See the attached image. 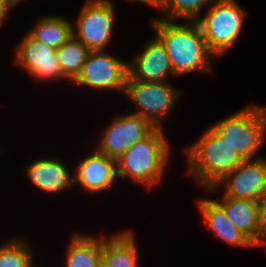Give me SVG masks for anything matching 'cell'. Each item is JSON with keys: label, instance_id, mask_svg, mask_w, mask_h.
<instances>
[{"label": "cell", "instance_id": "8fae6325", "mask_svg": "<svg viewBox=\"0 0 266 267\" xmlns=\"http://www.w3.org/2000/svg\"><path fill=\"white\" fill-rule=\"evenodd\" d=\"M14 62L38 81L66 79L59 64L56 49L35 40L28 33L15 47Z\"/></svg>", "mask_w": 266, "mask_h": 267}, {"label": "cell", "instance_id": "5bb4252c", "mask_svg": "<svg viewBox=\"0 0 266 267\" xmlns=\"http://www.w3.org/2000/svg\"><path fill=\"white\" fill-rule=\"evenodd\" d=\"M29 181L45 193H57L74 186V174L60 159H37L25 169Z\"/></svg>", "mask_w": 266, "mask_h": 267}, {"label": "cell", "instance_id": "52a82bcc", "mask_svg": "<svg viewBox=\"0 0 266 267\" xmlns=\"http://www.w3.org/2000/svg\"><path fill=\"white\" fill-rule=\"evenodd\" d=\"M115 8L110 0H87L81 8L73 36L90 51L105 50L113 36Z\"/></svg>", "mask_w": 266, "mask_h": 267}, {"label": "cell", "instance_id": "7c38bea8", "mask_svg": "<svg viewBox=\"0 0 266 267\" xmlns=\"http://www.w3.org/2000/svg\"><path fill=\"white\" fill-rule=\"evenodd\" d=\"M135 56L128 63V77L131 80L169 82L167 79L169 75L174 78L168 53L156 36Z\"/></svg>", "mask_w": 266, "mask_h": 267}, {"label": "cell", "instance_id": "d4e9b609", "mask_svg": "<svg viewBox=\"0 0 266 267\" xmlns=\"http://www.w3.org/2000/svg\"><path fill=\"white\" fill-rule=\"evenodd\" d=\"M10 9H13V7L6 0H0V27L3 25Z\"/></svg>", "mask_w": 266, "mask_h": 267}, {"label": "cell", "instance_id": "30bf717a", "mask_svg": "<svg viewBox=\"0 0 266 267\" xmlns=\"http://www.w3.org/2000/svg\"><path fill=\"white\" fill-rule=\"evenodd\" d=\"M220 185H224L223 194L227 197L264 202L266 199V159L260 157L245 160L216 186L206 190L215 191Z\"/></svg>", "mask_w": 266, "mask_h": 267}, {"label": "cell", "instance_id": "ac0fdd59", "mask_svg": "<svg viewBox=\"0 0 266 267\" xmlns=\"http://www.w3.org/2000/svg\"><path fill=\"white\" fill-rule=\"evenodd\" d=\"M69 243L65 267H97L102 262L103 235L76 233Z\"/></svg>", "mask_w": 266, "mask_h": 267}, {"label": "cell", "instance_id": "9c48e42d", "mask_svg": "<svg viewBox=\"0 0 266 267\" xmlns=\"http://www.w3.org/2000/svg\"><path fill=\"white\" fill-rule=\"evenodd\" d=\"M101 133L96 150L113 160L119 159L132 145L146 138L155 127L133 113L115 116Z\"/></svg>", "mask_w": 266, "mask_h": 267}, {"label": "cell", "instance_id": "277c9868", "mask_svg": "<svg viewBox=\"0 0 266 267\" xmlns=\"http://www.w3.org/2000/svg\"><path fill=\"white\" fill-rule=\"evenodd\" d=\"M245 160H254L266 137V107L249 104L210 126Z\"/></svg>", "mask_w": 266, "mask_h": 267}, {"label": "cell", "instance_id": "7a4b0ae2", "mask_svg": "<svg viewBox=\"0 0 266 267\" xmlns=\"http://www.w3.org/2000/svg\"><path fill=\"white\" fill-rule=\"evenodd\" d=\"M188 159L187 174L208 189L216 186L227 174L245 161L242 155L225 142L211 127L184 149Z\"/></svg>", "mask_w": 266, "mask_h": 267}, {"label": "cell", "instance_id": "484cf974", "mask_svg": "<svg viewBox=\"0 0 266 267\" xmlns=\"http://www.w3.org/2000/svg\"><path fill=\"white\" fill-rule=\"evenodd\" d=\"M13 8H15L18 4L22 3L24 0H6Z\"/></svg>", "mask_w": 266, "mask_h": 267}, {"label": "cell", "instance_id": "ba28073f", "mask_svg": "<svg viewBox=\"0 0 266 267\" xmlns=\"http://www.w3.org/2000/svg\"><path fill=\"white\" fill-rule=\"evenodd\" d=\"M128 63L106 50L91 51L79 75L73 81L96 90H112L124 94Z\"/></svg>", "mask_w": 266, "mask_h": 267}, {"label": "cell", "instance_id": "cb8c5ba5", "mask_svg": "<svg viewBox=\"0 0 266 267\" xmlns=\"http://www.w3.org/2000/svg\"><path fill=\"white\" fill-rule=\"evenodd\" d=\"M130 2H140V3H144L146 5H150L151 7H153L154 9H157L158 11H160V14L163 12L164 10V5H165V0H129Z\"/></svg>", "mask_w": 266, "mask_h": 267}, {"label": "cell", "instance_id": "9a60e30c", "mask_svg": "<svg viewBox=\"0 0 266 267\" xmlns=\"http://www.w3.org/2000/svg\"><path fill=\"white\" fill-rule=\"evenodd\" d=\"M197 208L209 230L224 243L234 247H251L250 240L244 236L228 219L223 207L214 199L197 200Z\"/></svg>", "mask_w": 266, "mask_h": 267}, {"label": "cell", "instance_id": "ffe728a7", "mask_svg": "<svg viewBox=\"0 0 266 267\" xmlns=\"http://www.w3.org/2000/svg\"><path fill=\"white\" fill-rule=\"evenodd\" d=\"M91 51L72 36L56 50L57 58L66 80L74 81Z\"/></svg>", "mask_w": 266, "mask_h": 267}, {"label": "cell", "instance_id": "e0dca14e", "mask_svg": "<svg viewBox=\"0 0 266 267\" xmlns=\"http://www.w3.org/2000/svg\"><path fill=\"white\" fill-rule=\"evenodd\" d=\"M217 202L225 210L230 222L250 240L253 247L258 214L263 202L235 199L224 194Z\"/></svg>", "mask_w": 266, "mask_h": 267}, {"label": "cell", "instance_id": "44dd1931", "mask_svg": "<svg viewBox=\"0 0 266 267\" xmlns=\"http://www.w3.org/2000/svg\"><path fill=\"white\" fill-rule=\"evenodd\" d=\"M24 239H12L0 245V267H36L30 245Z\"/></svg>", "mask_w": 266, "mask_h": 267}, {"label": "cell", "instance_id": "4316f807", "mask_svg": "<svg viewBox=\"0 0 266 267\" xmlns=\"http://www.w3.org/2000/svg\"><path fill=\"white\" fill-rule=\"evenodd\" d=\"M97 267H107L104 262L102 261Z\"/></svg>", "mask_w": 266, "mask_h": 267}, {"label": "cell", "instance_id": "7402d4cb", "mask_svg": "<svg viewBox=\"0 0 266 267\" xmlns=\"http://www.w3.org/2000/svg\"><path fill=\"white\" fill-rule=\"evenodd\" d=\"M214 0H165L163 17L166 20L186 19L196 21L201 17L202 9L206 4L210 5Z\"/></svg>", "mask_w": 266, "mask_h": 267}, {"label": "cell", "instance_id": "2e32d148", "mask_svg": "<svg viewBox=\"0 0 266 267\" xmlns=\"http://www.w3.org/2000/svg\"><path fill=\"white\" fill-rule=\"evenodd\" d=\"M117 233L109 238L103 235L102 261L107 267H138V247L133 232Z\"/></svg>", "mask_w": 266, "mask_h": 267}, {"label": "cell", "instance_id": "3957f363", "mask_svg": "<svg viewBox=\"0 0 266 267\" xmlns=\"http://www.w3.org/2000/svg\"><path fill=\"white\" fill-rule=\"evenodd\" d=\"M170 150L163 129L155 128L116 160L117 178L129 177L148 188L157 185L169 163Z\"/></svg>", "mask_w": 266, "mask_h": 267}, {"label": "cell", "instance_id": "5b68a950", "mask_svg": "<svg viewBox=\"0 0 266 267\" xmlns=\"http://www.w3.org/2000/svg\"><path fill=\"white\" fill-rule=\"evenodd\" d=\"M204 17L198 22L208 48L216 56H222L237 41L247 12L236 0H214Z\"/></svg>", "mask_w": 266, "mask_h": 267}, {"label": "cell", "instance_id": "6da1fadb", "mask_svg": "<svg viewBox=\"0 0 266 267\" xmlns=\"http://www.w3.org/2000/svg\"><path fill=\"white\" fill-rule=\"evenodd\" d=\"M155 36L164 45L175 77L193 72H211V59L216 58L208 48L197 21L177 23L176 20L151 19ZM213 57V58H212Z\"/></svg>", "mask_w": 266, "mask_h": 267}, {"label": "cell", "instance_id": "4fadbf2b", "mask_svg": "<svg viewBox=\"0 0 266 267\" xmlns=\"http://www.w3.org/2000/svg\"><path fill=\"white\" fill-rule=\"evenodd\" d=\"M78 163L74 184H79L91 194L105 191L116 182V160L108 158L96 149Z\"/></svg>", "mask_w": 266, "mask_h": 267}, {"label": "cell", "instance_id": "d6986e66", "mask_svg": "<svg viewBox=\"0 0 266 267\" xmlns=\"http://www.w3.org/2000/svg\"><path fill=\"white\" fill-rule=\"evenodd\" d=\"M72 25L60 16H44L27 33L35 40L57 50L73 36Z\"/></svg>", "mask_w": 266, "mask_h": 267}, {"label": "cell", "instance_id": "603a6c76", "mask_svg": "<svg viewBox=\"0 0 266 267\" xmlns=\"http://www.w3.org/2000/svg\"><path fill=\"white\" fill-rule=\"evenodd\" d=\"M266 246V203L263 202L258 214L257 228L254 235V247Z\"/></svg>", "mask_w": 266, "mask_h": 267}, {"label": "cell", "instance_id": "8992f818", "mask_svg": "<svg viewBox=\"0 0 266 267\" xmlns=\"http://www.w3.org/2000/svg\"><path fill=\"white\" fill-rule=\"evenodd\" d=\"M182 93L169 82H144L127 77L124 95L139 107L133 114L155 128H162V121L170 115Z\"/></svg>", "mask_w": 266, "mask_h": 267}]
</instances>
